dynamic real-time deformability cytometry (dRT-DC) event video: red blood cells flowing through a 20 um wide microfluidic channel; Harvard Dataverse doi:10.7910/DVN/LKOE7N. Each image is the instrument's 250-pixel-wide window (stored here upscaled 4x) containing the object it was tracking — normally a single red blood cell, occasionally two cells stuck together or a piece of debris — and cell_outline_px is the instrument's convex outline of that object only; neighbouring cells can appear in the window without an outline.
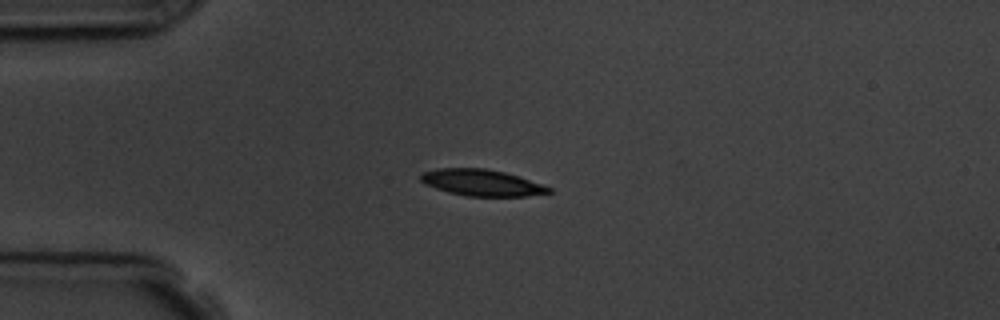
{"species": "common noctule bat (a hibernating species)", "species_latin": "Nyctalus noctula", "temperature_condition": "room temperature", "stored_images_in_passage": 8, "camera_frame_rate_fps": 3000, "um_per_image_px": 0.085, "animal": {"sex": "male", "body_mass_g": 19.5, "forearm_length_mm": 54.6}, "frame": {"image": 1, "passage_image": 4, "time_ms": 3.333, "image_size_px": [1000, 320], "cell_outline_px": [[552, 192], [528, 196], [468, 196], [448, 192], [424, 184], [420, 180], [420, 176], [424, 172], [436, 168], [484, 168], [504, 172], [552, 188]], "centroid_in_image_um": [40.91, 15.53], "position_along_channel_um": 44.1, "area_um2": 19.48}}